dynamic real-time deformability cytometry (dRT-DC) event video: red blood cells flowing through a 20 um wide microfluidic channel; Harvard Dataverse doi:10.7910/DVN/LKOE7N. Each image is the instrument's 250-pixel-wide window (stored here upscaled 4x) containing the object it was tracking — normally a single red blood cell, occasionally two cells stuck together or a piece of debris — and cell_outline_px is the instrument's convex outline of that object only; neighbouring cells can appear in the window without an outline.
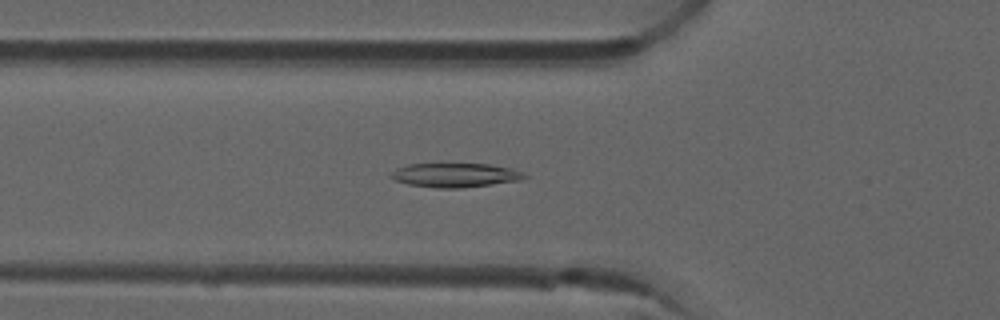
{"species": "common noctule bat (a hibernating species)", "species_latin": "Nyctalus noctula", "temperature_condition": "room temperature", "stored_images_in_passage": 31, "camera_frame_rate_fps": 3000, "um_per_image_px": 0.085, "animal": {"sex": "male", "forearm_length_mm": 52.5}, "frame": {"image": 1, "passage_image": 18, "time_ms": 5.667, "image_size_px": [1000, 320], "cell_outline_px": [[528, 176], [520, 180], [460, 188], [436, 188], [408, 184], [396, 180], [388, 176], [396, 168], [408, 164], [488, 164], [508, 168], [520, 172]], "centroid_in_image_um": [38.62, 14.89], "position_along_channel_um": 87.2, "area_um2": 18.44}}
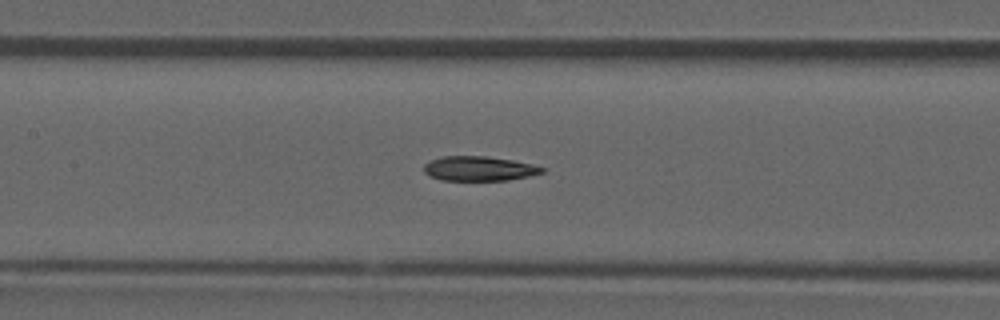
{"frame": {"image": 2, "passage_image": 24, "time_ms": 7.667, "image_size_px": [1000, 320], "cell_outline_px": [[548, 168], [544, 172], [528, 176], [508, 180], [440, 180], [428, 176], [424, 172], [424, 164], [432, 160], [444, 156], [484, 156], [512, 160], [532, 164]], "centroid_in_image_um": [40.73, 14.33], "position_along_channel_um": 166.7, "area_um2": 16.94}}
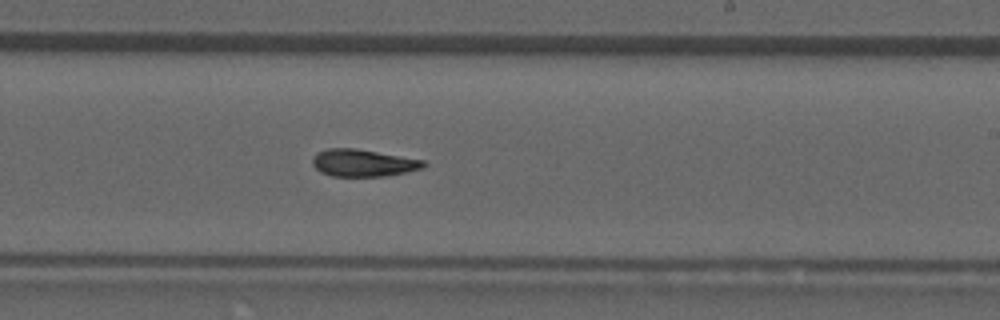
{"frame": {"image": 3, "passage_image": 31, "time_ms": 10.0, "image_size_px": [1000, 320], "cell_outline_px": [[428, 164], [424, 168], [384, 176], [332, 176], [320, 172], [312, 164], [312, 156], [316, 152], [328, 148], [356, 148], [424, 160]], "centroid_in_image_um": [30.84, 13.84], "position_along_channel_um": 258.2, "area_um2": 17.69}}